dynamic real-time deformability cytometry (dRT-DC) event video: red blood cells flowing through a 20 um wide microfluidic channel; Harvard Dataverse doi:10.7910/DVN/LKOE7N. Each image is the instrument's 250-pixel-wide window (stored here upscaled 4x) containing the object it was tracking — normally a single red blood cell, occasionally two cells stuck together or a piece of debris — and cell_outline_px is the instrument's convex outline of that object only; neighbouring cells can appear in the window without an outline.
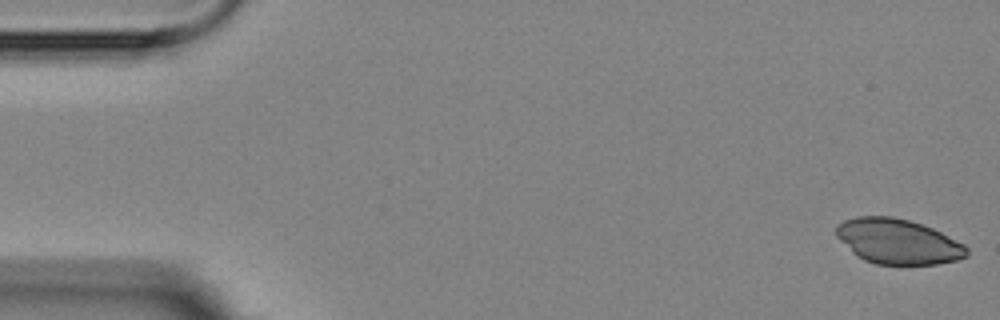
{"species": "Egyptian fruit bat (a non-hibernating species)", "species_latin": "Rousettus aegyptiacus", "temperature_condition": "room temperature", "stored_images_in_passage": 6, "segment_of_instrument_passage": [1, 2], "camera_frame_rate_fps": 3000, "um_per_image_px": 0.085, "animal": {"sex": "female"}, "frame": {"image": 1, "passage_image": 1, "time_ms": 0.0, "image_size_px": [1000, 320], "cell_outline_px": [[968, 256], [956, 260], [936, 264], [876, 264], [864, 260], [856, 256], [836, 236], [836, 228], [844, 220], [856, 216], [892, 216], [908, 220], [932, 228], [964, 244], [968, 248]], "centroid_in_image_um": [76.32, 20.53], "position_along_channel_um": 8.7, "area_um2": 34.1}}